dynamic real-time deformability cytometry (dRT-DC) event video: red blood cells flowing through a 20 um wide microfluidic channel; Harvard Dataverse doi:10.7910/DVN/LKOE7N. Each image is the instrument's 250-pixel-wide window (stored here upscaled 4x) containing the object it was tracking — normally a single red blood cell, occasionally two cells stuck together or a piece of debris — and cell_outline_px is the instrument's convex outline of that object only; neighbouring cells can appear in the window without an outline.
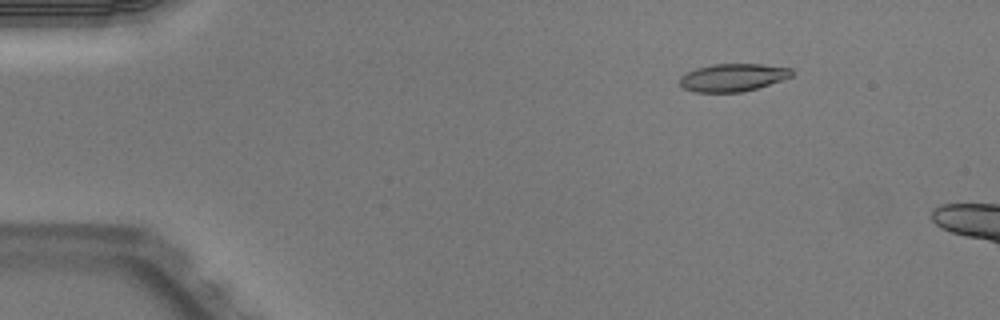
{"species": "Egyptian fruit bat (a non-hibernating species)", "species_latin": "Rousettus aegyptiacus", "temperature_condition": "warm", "stored_images_in_passage": 13, "camera_frame_rate_fps": 3000, "um_per_image_px": 0.085, "animal": {"sex": "male"}, "frame": {"image": 1, "passage_image": 8, "time_ms": 2.333, "image_size_px": [1000, 320], "cell_outline_px": [[792, 76], [756, 88], [740, 92], [696, 92], [684, 88], [680, 84], [680, 76], [696, 68], [712, 64], [760, 64], [792, 68]], "centroid_in_image_um": [62.27, 6.58], "position_along_channel_um": 22.7, "area_um2": 17.86}}